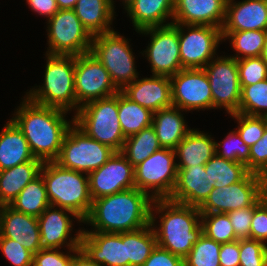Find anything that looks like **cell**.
<instances>
[{
  "label": "cell",
  "instance_id": "74e56055",
  "mask_svg": "<svg viewBox=\"0 0 267 266\" xmlns=\"http://www.w3.org/2000/svg\"><path fill=\"white\" fill-rule=\"evenodd\" d=\"M203 234L217 243L237 240L227 213H201Z\"/></svg>",
  "mask_w": 267,
  "mask_h": 266
},
{
  "label": "cell",
  "instance_id": "30bf717a",
  "mask_svg": "<svg viewBox=\"0 0 267 266\" xmlns=\"http://www.w3.org/2000/svg\"><path fill=\"white\" fill-rule=\"evenodd\" d=\"M175 158L173 149L161 148L135 166V188L149 195L153 193V200L169 198L177 180Z\"/></svg>",
  "mask_w": 267,
  "mask_h": 266
},
{
  "label": "cell",
  "instance_id": "bcb514c9",
  "mask_svg": "<svg viewBox=\"0 0 267 266\" xmlns=\"http://www.w3.org/2000/svg\"><path fill=\"white\" fill-rule=\"evenodd\" d=\"M58 250L42 248L33 255V266H70L73 257L71 251L74 254L79 249H69L67 254Z\"/></svg>",
  "mask_w": 267,
  "mask_h": 266
},
{
  "label": "cell",
  "instance_id": "ac0fdd59",
  "mask_svg": "<svg viewBox=\"0 0 267 266\" xmlns=\"http://www.w3.org/2000/svg\"><path fill=\"white\" fill-rule=\"evenodd\" d=\"M69 216L82 222L73 212L60 207L58 209V207L50 205L43 211L38 217L42 248L61 249L63 246H67L68 249H80L82 229L73 238L70 234L73 229V218L71 219Z\"/></svg>",
  "mask_w": 267,
  "mask_h": 266
},
{
  "label": "cell",
  "instance_id": "52a82bcc",
  "mask_svg": "<svg viewBox=\"0 0 267 266\" xmlns=\"http://www.w3.org/2000/svg\"><path fill=\"white\" fill-rule=\"evenodd\" d=\"M90 52L109 72L119 91L139 77L129 41L116 31L93 36Z\"/></svg>",
  "mask_w": 267,
  "mask_h": 266
},
{
  "label": "cell",
  "instance_id": "1f68e13d",
  "mask_svg": "<svg viewBox=\"0 0 267 266\" xmlns=\"http://www.w3.org/2000/svg\"><path fill=\"white\" fill-rule=\"evenodd\" d=\"M9 206L18 212L39 217L50 206L42 175L30 181Z\"/></svg>",
  "mask_w": 267,
  "mask_h": 266
},
{
  "label": "cell",
  "instance_id": "d6a6232c",
  "mask_svg": "<svg viewBox=\"0 0 267 266\" xmlns=\"http://www.w3.org/2000/svg\"><path fill=\"white\" fill-rule=\"evenodd\" d=\"M205 171L214 188L238 183L249 173L243 163L225 159L217 154L205 164Z\"/></svg>",
  "mask_w": 267,
  "mask_h": 266
},
{
  "label": "cell",
  "instance_id": "2e32d148",
  "mask_svg": "<svg viewBox=\"0 0 267 266\" xmlns=\"http://www.w3.org/2000/svg\"><path fill=\"white\" fill-rule=\"evenodd\" d=\"M170 81L173 106L182 112L213 109L209 78L204 69H182Z\"/></svg>",
  "mask_w": 267,
  "mask_h": 266
},
{
  "label": "cell",
  "instance_id": "ffe728a7",
  "mask_svg": "<svg viewBox=\"0 0 267 266\" xmlns=\"http://www.w3.org/2000/svg\"><path fill=\"white\" fill-rule=\"evenodd\" d=\"M0 235L19 242L33 255L42 249L38 217L0 206Z\"/></svg>",
  "mask_w": 267,
  "mask_h": 266
},
{
  "label": "cell",
  "instance_id": "6da1fadb",
  "mask_svg": "<svg viewBox=\"0 0 267 266\" xmlns=\"http://www.w3.org/2000/svg\"><path fill=\"white\" fill-rule=\"evenodd\" d=\"M67 113L59 108L36 104L25 96L11 119L23 132L33 156L49 162L58 158L63 139L74 123V119H65Z\"/></svg>",
  "mask_w": 267,
  "mask_h": 266
},
{
  "label": "cell",
  "instance_id": "4fadbf2b",
  "mask_svg": "<svg viewBox=\"0 0 267 266\" xmlns=\"http://www.w3.org/2000/svg\"><path fill=\"white\" fill-rule=\"evenodd\" d=\"M138 33L150 34V43L144 50L151 63L153 75L173 76L182 70L179 46V24L146 28Z\"/></svg>",
  "mask_w": 267,
  "mask_h": 266
},
{
  "label": "cell",
  "instance_id": "d4e9b609",
  "mask_svg": "<svg viewBox=\"0 0 267 266\" xmlns=\"http://www.w3.org/2000/svg\"><path fill=\"white\" fill-rule=\"evenodd\" d=\"M136 32L146 28L164 26L173 19L174 0H133L126 8ZM165 23V24H164Z\"/></svg>",
  "mask_w": 267,
  "mask_h": 266
},
{
  "label": "cell",
  "instance_id": "ba28073f",
  "mask_svg": "<svg viewBox=\"0 0 267 266\" xmlns=\"http://www.w3.org/2000/svg\"><path fill=\"white\" fill-rule=\"evenodd\" d=\"M113 153V149L88 137L73 123L55 162L64 168L89 174L104 165Z\"/></svg>",
  "mask_w": 267,
  "mask_h": 266
},
{
  "label": "cell",
  "instance_id": "9a60e30c",
  "mask_svg": "<svg viewBox=\"0 0 267 266\" xmlns=\"http://www.w3.org/2000/svg\"><path fill=\"white\" fill-rule=\"evenodd\" d=\"M203 69L209 78L213 109L223 107L230 115L238 113L241 86L237 59L217 55Z\"/></svg>",
  "mask_w": 267,
  "mask_h": 266
},
{
  "label": "cell",
  "instance_id": "681fc988",
  "mask_svg": "<svg viewBox=\"0 0 267 266\" xmlns=\"http://www.w3.org/2000/svg\"><path fill=\"white\" fill-rule=\"evenodd\" d=\"M142 266H184V259L156 246Z\"/></svg>",
  "mask_w": 267,
  "mask_h": 266
},
{
  "label": "cell",
  "instance_id": "11a10c76",
  "mask_svg": "<svg viewBox=\"0 0 267 266\" xmlns=\"http://www.w3.org/2000/svg\"><path fill=\"white\" fill-rule=\"evenodd\" d=\"M261 57L267 63V34H266L264 49H263V53Z\"/></svg>",
  "mask_w": 267,
  "mask_h": 266
},
{
  "label": "cell",
  "instance_id": "83f0119b",
  "mask_svg": "<svg viewBox=\"0 0 267 266\" xmlns=\"http://www.w3.org/2000/svg\"><path fill=\"white\" fill-rule=\"evenodd\" d=\"M196 129H192L174 149L179 160L176 166H198L206 164L215 154L214 139Z\"/></svg>",
  "mask_w": 267,
  "mask_h": 266
},
{
  "label": "cell",
  "instance_id": "f1b7e54d",
  "mask_svg": "<svg viewBox=\"0 0 267 266\" xmlns=\"http://www.w3.org/2000/svg\"><path fill=\"white\" fill-rule=\"evenodd\" d=\"M43 162L37 158L0 171V206L10 205L20 191L40 174Z\"/></svg>",
  "mask_w": 267,
  "mask_h": 266
},
{
  "label": "cell",
  "instance_id": "8992f818",
  "mask_svg": "<svg viewBox=\"0 0 267 266\" xmlns=\"http://www.w3.org/2000/svg\"><path fill=\"white\" fill-rule=\"evenodd\" d=\"M73 119L74 124L88 137L115 152L122 150L126 138L118 118V93L83 105Z\"/></svg>",
  "mask_w": 267,
  "mask_h": 266
},
{
  "label": "cell",
  "instance_id": "f35d334b",
  "mask_svg": "<svg viewBox=\"0 0 267 266\" xmlns=\"http://www.w3.org/2000/svg\"><path fill=\"white\" fill-rule=\"evenodd\" d=\"M220 248V243L202 233L190 253L184 258V266H220Z\"/></svg>",
  "mask_w": 267,
  "mask_h": 266
},
{
  "label": "cell",
  "instance_id": "816d5d0a",
  "mask_svg": "<svg viewBox=\"0 0 267 266\" xmlns=\"http://www.w3.org/2000/svg\"><path fill=\"white\" fill-rule=\"evenodd\" d=\"M32 11L50 19L58 10L56 0H26Z\"/></svg>",
  "mask_w": 267,
  "mask_h": 266
},
{
  "label": "cell",
  "instance_id": "e575fe53",
  "mask_svg": "<svg viewBox=\"0 0 267 266\" xmlns=\"http://www.w3.org/2000/svg\"><path fill=\"white\" fill-rule=\"evenodd\" d=\"M157 246L151 225L126 232L127 266H142Z\"/></svg>",
  "mask_w": 267,
  "mask_h": 266
},
{
  "label": "cell",
  "instance_id": "b9f144b4",
  "mask_svg": "<svg viewBox=\"0 0 267 266\" xmlns=\"http://www.w3.org/2000/svg\"><path fill=\"white\" fill-rule=\"evenodd\" d=\"M241 89L267 79V63L260 57L237 60Z\"/></svg>",
  "mask_w": 267,
  "mask_h": 266
},
{
  "label": "cell",
  "instance_id": "ab89813d",
  "mask_svg": "<svg viewBox=\"0 0 267 266\" xmlns=\"http://www.w3.org/2000/svg\"><path fill=\"white\" fill-rule=\"evenodd\" d=\"M216 154L225 159L243 163L249 172L250 147L245 144L237 131H231L226 138L215 143ZM222 148L221 150H219Z\"/></svg>",
  "mask_w": 267,
  "mask_h": 266
},
{
  "label": "cell",
  "instance_id": "277c9868",
  "mask_svg": "<svg viewBox=\"0 0 267 266\" xmlns=\"http://www.w3.org/2000/svg\"><path fill=\"white\" fill-rule=\"evenodd\" d=\"M40 174L50 205L73 212L83 222L93 201L88 174L64 168L55 161L43 162Z\"/></svg>",
  "mask_w": 267,
  "mask_h": 266
},
{
  "label": "cell",
  "instance_id": "8d00e7d4",
  "mask_svg": "<svg viewBox=\"0 0 267 266\" xmlns=\"http://www.w3.org/2000/svg\"><path fill=\"white\" fill-rule=\"evenodd\" d=\"M238 113L249 116H267V79L241 89Z\"/></svg>",
  "mask_w": 267,
  "mask_h": 266
},
{
  "label": "cell",
  "instance_id": "d590c367",
  "mask_svg": "<svg viewBox=\"0 0 267 266\" xmlns=\"http://www.w3.org/2000/svg\"><path fill=\"white\" fill-rule=\"evenodd\" d=\"M267 30L222 32L223 40L231 39L232 48L238 53L230 56L237 60L262 56Z\"/></svg>",
  "mask_w": 267,
  "mask_h": 266
},
{
  "label": "cell",
  "instance_id": "d6986e66",
  "mask_svg": "<svg viewBox=\"0 0 267 266\" xmlns=\"http://www.w3.org/2000/svg\"><path fill=\"white\" fill-rule=\"evenodd\" d=\"M80 248L103 266H127L126 232L106 233L84 229Z\"/></svg>",
  "mask_w": 267,
  "mask_h": 266
},
{
  "label": "cell",
  "instance_id": "e0dca14e",
  "mask_svg": "<svg viewBox=\"0 0 267 266\" xmlns=\"http://www.w3.org/2000/svg\"><path fill=\"white\" fill-rule=\"evenodd\" d=\"M92 200L135 188L134 167L121 152H115L100 168L88 174Z\"/></svg>",
  "mask_w": 267,
  "mask_h": 266
},
{
  "label": "cell",
  "instance_id": "8fae6325",
  "mask_svg": "<svg viewBox=\"0 0 267 266\" xmlns=\"http://www.w3.org/2000/svg\"><path fill=\"white\" fill-rule=\"evenodd\" d=\"M266 183L260 175L248 173L238 183L213 188L199 207L200 213H227L255 205L265 194Z\"/></svg>",
  "mask_w": 267,
  "mask_h": 266
},
{
  "label": "cell",
  "instance_id": "f6af8a7d",
  "mask_svg": "<svg viewBox=\"0 0 267 266\" xmlns=\"http://www.w3.org/2000/svg\"><path fill=\"white\" fill-rule=\"evenodd\" d=\"M250 239L267 242V193L253 205Z\"/></svg>",
  "mask_w": 267,
  "mask_h": 266
},
{
  "label": "cell",
  "instance_id": "ee69618b",
  "mask_svg": "<svg viewBox=\"0 0 267 266\" xmlns=\"http://www.w3.org/2000/svg\"><path fill=\"white\" fill-rule=\"evenodd\" d=\"M0 250L14 266H33V254L11 238L0 235Z\"/></svg>",
  "mask_w": 267,
  "mask_h": 266
},
{
  "label": "cell",
  "instance_id": "7c38bea8",
  "mask_svg": "<svg viewBox=\"0 0 267 266\" xmlns=\"http://www.w3.org/2000/svg\"><path fill=\"white\" fill-rule=\"evenodd\" d=\"M74 86L77 111L91 101L119 92L109 72L91 52L75 56Z\"/></svg>",
  "mask_w": 267,
  "mask_h": 266
},
{
  "label": "cell",
  "instance_id": "5bb4252c",
  "mask_svg": "<svg viewBox=\"0 0 267 266\" xmlns=\"http://www.w3.org/2000/svg\"><path fill=\"white\" fill-rule=\"evenodd\" d=\"M186 27L187 32H185ZM223 40L221 28L207 25L179 24L182 69H203L215 57Z\"/></svg>",
  "mask_w": 267,
  "mask_h": 266
},
{
  "label": "cell",
  "instance_id": "9c48e42d",
  "mask_svg": "<svg viewBox=\"0 0 267 266\" xmlns=\"http://www.w3.org/2000/svg\"><path fill=\"white\" fill-rule=\"evenodd\" d=\"M48 21L46 55H81L91 51L93 36L73 9H59Z\"/></svg>",
  "mask_w": 267,
  "mask_h": 266
},
{
  "label": "cell",
  "instance_id": "3957f363",
  "mask_svg": "<svg viewBox=\"0 0 267 266\" xmlns=\"http://www.w3.org/2000/svg\"><path fill=\"white\" fill-rule=\"evenodd\" d=\"M155 209V210H154ZM155 214H162L160 227H155ZM164 213V214H163ZM198 207L167 199H154L151 205L150 225L155 233L157 246L184 259L203 233ZM157 228V229H156Z\"/></svg>",
  "mask_w": 267,
  "mask_h": 266
},
{
  "label": "cell",
  "instance_id": "6f0895ef",
  "mask_svg": "<svg viewBox=\"0 0 267 266\" xmlns=\"http://www.w3.org/2000/svg\"><path fill=\"white\" fill-rule=\"evenodd\" d=\"M261 177L263 178V180L266 183V190H267V171Z\"/></svg>",
  "mask_w": 267,
  "mask_h": 266
},
{
  "label": "cell",
  "instance_id": "c3c4849f",
  "mask_svg": "<svg viewBox=\"0 0 267 266\" xmlns=\"http://www.w3.org/2000/svg\"><path fill=\"white\" fill-rule=\"evenodd\" d=\"M230 222L234 228L237 240L250 239V227L253 217V206L240 208L227 212Z\"/></svg>",
  "mask_w": 267,
  "mask_h": 266
},
{
  "label": "cell",
  "instance_id": "db71d44e",
  "mask_svg": "<svg viewBox=\"0 0 267 266\" xmlns=\"http://www.w3.org/2000/svg\"><path fill=\"white\" fill-rule=\"evenodd\" d=\"M78 0H56L59 9H74Z\"/></svg>",
  "mask_w": 267,
  "mask_h": 266
},
{
  "label": "cell",
  "instance_id": "484cf974",
  "mask_svg": "<svg viewBox=\"0 0 267 266\" xmlns=\"http://www.w3.org/2000/svg\"><path fill=\"white\" fill-rule=\"evenodd\" d=\"M180 108L171 106L153 113L152 127L162 148L175 149L192 130L184 120Z\"/></svg>",
  "mask_w": 267,
  "mask_h": 266
},
{
  "label": "cell",
  "instance_id": "4dcf8cb0",
  "mask_svg": "<svg viewBox=\"0 0 267 266\" xmlns=\"http://www.w3.org/2000/svg\"><path fill=\"white\" fill-rule=\"evenodd\" d=\"M118 118L124 137L137 134L152 125L153 112L118 92Z\"/></svg>",
  "mask_w": 267,
  "mask_h": 266
},
{
  "label": "cell",
  "instance_id": "f546056e",
  "mask_svg": "<svg viewBox=\"0 0 267 266\" xmlns=\"http://www.w3.org/2000/svg\"><path fill=\"white\" fill-rule=\"evenodd\" d=\"M114 9L110 0H78L73 10L88 32L95 36L113 30L110 25Z\"/></svg>",
  "mask_w": 267,
  "mask_h": 266
},
{
  "label": "cell",
  "instance_id": "9f6ffc18",
  "mask_svg": "<svg viewBox=\"0 0 267 266\" xmlns=\"http://www.w3.org/2000/svg\"><path fill=\"white\" fill-rule=\"evenodd\" d=\"M133 0H123V4H124V7L126 8ZM111 4L114 6V1L113 0H110Z\"/></svg>",
  "mask_w": 267,
  "mask_h": 266
},
{
  "label": "cell",
  "instance_id": "7bdbcfd3",
  "mask_svg": "<svg viewBox=\"0 0 267 266\" xmlns=\"http://www.w3.org/2000/svg\"><path fill=\"white\" fill-rule=\"evenodd\" d=\"M239 266H267V245L255 239H241Z\"/></svg>",
  "mask_w": 267,
  "mask_h": 266
},
{
  "label": "cell",
  "instance_id": "836d02e7",
  "mask_svg": "<svg viewBox=\"0 0 267 266\" xmlns=\"http://www.w3.org/2000/svg\"><path fill=\"white\" fill-rule=\"evenodd\" d=\"M161 148L151 125L127 137L120 152L135 167Z\"/></svg>",
  "mask_w": 267,
  "mask_h": 266
},
{
  "label": "cell",
  "instance_id": "603a6c76",
  "mask_svg": "<svg viewBox=\"0 0 267 266\" xmlns=\"http://www.w3.org/2000/svg\"><path fill=\"white\" fill-rule=\"evenodd\" d=\"M214 186L207 179L205 164L177 166V180L169 200L200 207Z\"/></svg>",
  "mask_w": 267,
  "mask_h": 266
},
{
  "label": "cell",
  "instance_id": "7402d4cb",
  "mask_svg": "<svg viewBox=\"0 0 267 266\" xmlns=\"http://www.w3.org/2000/svg\"><path fill=\"white\" fill-rule=\"evenodd\" d=\"M227 0H174L171 23L222 28Z\"/></svg>",
  "mask_w": 267,
  "mask_h": 266
},
{
  "label": "cell",
  "instance_id": "5b68a950",
  "mask_svg": "<svg viewBox=\"0 0 267 266\" xmlns=\"http://www.w3.org/2000/svg\"><path fill=\"white\" fill-rule=\"evenodd\" d=\"M46 58L43 86L29 90L26 97L39 105L67 112L75 109L77 112L74 86L75 55L47 54Z\"/></svg>",
  "mask_w": 267,
  "mask_h": 266
},
{
  "label": "cell",
  "instance_id": "f907efd6",
  "mask_svg": "<svg viewBox=\"0 0 267 266\" xmlns=\"http://www.w3.org/2000/svg\"><path fill=\"white\" fill-rule=\"evenodd\" d=\"M240 240L221 244L219 263L220 266H239Z\"/></svg>",
  "mask_w": 267,
  "mask_h": 266
},
{
  "label": "cell",
  "instance_id": "f5cc1de1",
  "mask_svg": "<svg viewBox=\"0 0 267 266\" xmlns=\"http://www.w3.org/2000/svg\"><path fill=\"white\" fill-rule=\"evenodd\" d=\"M70 266H103L94 262L81 248L74 253Z\"/></svg>",
  "mask_w": 267,
  "mask_h": 266
},
{
  "label": "cell",
  "instance_id": "7a4b0ae2",
  "mask_svg": "<svg viewBox=\"0 0 267 266\" xmlns=\"http://www.w3.org/2000/svg\"><path fill=\"white\" fill-rule=\"evenodd\" d=\"M153 198L137 188L126 189L92 201L90 212L82 223L93 231L123 233L150 225Z\"/></svg>",
  "mask_w": 267,
  "mask_h": 266
},
{
  "label": "cell",
  "instance_id": "7dc6e473",
  "mask_svg": "<svg viewBox=\"0 0 267 266\" xmlns=\"http://www.w3.org/2000/svg\"><path fill=\"white\" fill-rule=\"evenodd\" d=\"M267 171V126L261 139L250 147L249 173L262 176Z\"/></svg>",
  "mask_w": 267,
  "mask_h": 266
},
{
  "label": "cell",
  "instance_id": "cb8c5ba5",
  "mask_svg": "<svg viewBox=\"0 0 267 266\" xmlns=\"http://www.w3.org/2000/svg\"><path fill=\"white\" fill-rule=\"evenodd\" d=\"M227 0L222 32L267 30V0Z\"/></svg>",
  "mask_w": 267,
  "mask_h": 266
},
{
  "label": "cell",
  "instance_id": "44dd1931",
  "mask_svg": "<svg viewBox=\"0 0 267 266\" xmlns=\"http://www.w3.org/2000/svg\"><path fill=\"white\" fill-rule=\"evenodd\" d=\"M121 92L153 113L173 106L169 76L152 75L150 78L135 79Z\"/></svg>",
  "mask_w": 267,
  "mask_h": 266
},
{
  "label": "cell",
  "instance_id": "60d3db41",
  "mask_svg": "<svg viewBox=\"0 0 267 266\" xmlns=\"http://www.w3.org/2000/svg\"><path fill=\"white\" fill-rule=\"evenodd\" d=\"M239 124L237 132L246 145L251 147L262 138L267 120L265 117L249 116L241 113L231 114Z\"/></svg>",
  "mask_w": 267,
  "mask_h": 266
},
{
  "label": "cell",
  "instance_id": "4316f807",
  "mask_svg": "<svg viewBox=\"0 0 267 266\" xmlns=\"http://www.w3.org/2000/svg\"><path fill=\"white\" fill-rule=\"evenodd\" d=\"M34 158L23 132L11 119L0 133V171Z\"/></svg>",
  "mask_w": 267,
  "mask_h": 266
}]
</instances>
